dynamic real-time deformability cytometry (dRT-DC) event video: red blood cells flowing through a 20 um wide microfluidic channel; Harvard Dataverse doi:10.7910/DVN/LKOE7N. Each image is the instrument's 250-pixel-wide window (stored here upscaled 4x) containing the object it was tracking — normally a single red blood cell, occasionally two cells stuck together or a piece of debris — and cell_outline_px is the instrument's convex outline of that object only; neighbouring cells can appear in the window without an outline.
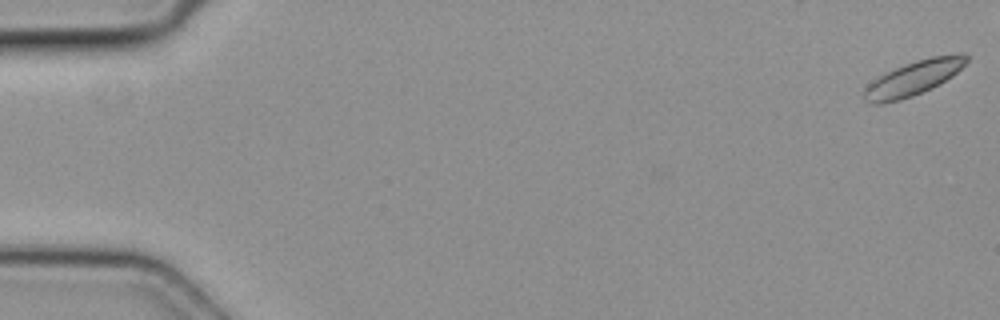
{"species": "common noctule bat (a hibernating species)", "species_latin": "Nyctalus noctula", "temperature_condition": "cold", "stored_images_in_passage": 7, "camera_frame_rate_fps": 3000, "um_per_image_px": 0.085, "animal": {"sex": "female", "body_mass_g": 19.3, "forearm_length_mm": 54.1}, "frame": {"image": 1, "passage_image": 1, "time_ms": 0.0, "image_size_px": [1000, 320], "cell_outline_px": [[968, 60], [952, 76], [940, 84], [932, 88], [912, 96], [900, 100], [880, 104], [872, 104], [864, 100], [864, 88], [872, 80], [884, 72], [904, 64], [916, 60], [932, 56], [956, 52], [964, 52], [968, 56]], "centroid_in_image_um": [77.64, 6.62], "position_along_channel_um": 7.4, "area_um2": 20.92}}